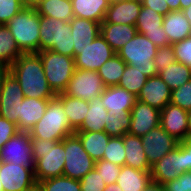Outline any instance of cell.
I'll use <instances>...</instances> for the list:
<instances>
[{"label": "cell", "mask_w": 191, "mask_h": 191, "mask_svg": "<svg viewBox=\"0 0 191 191\" xmlns=\"http://www.w3.org/2000/svg\"><path fill=\"white\" fill-rule=\"evenodd\" d=\"M175 62L176 57L172 45L160 47L157 49L156 55L154 57V63L156 64L155 70L157 75L162 72L164 67H167L168 64L172 65Z\"/></svg>", "instance_id": "obj_43"}, {"label": "cell", "mask_w": 191, "mask_h": 191, "mask_svg": "<svg viewBox=\"0 0 191 191\" xmlns=\"http://www.w3.org/2000/svg\"><path fill=\"white\" fill-rule=\"evenodd\" d=\"M142 5L151 8L163 16L170 12L165 0H145Z\"/></svg>", "instance_id": "obj_48"}, {"label": "cell", "mask_w": 191, "mask_h": 191, "mask_svg": "<svg viewBox=\"0 0 191 191\" xmlns=\"http://www.w3.org/2000/svg\"><path fill=\"white\" fill-rule=\"evenodd\" d=\"M163 20V15L142 5L135 24L137 33L146 36L158 48L171 45L162 27Z\"/></svg>", "instance_id": "obj_14"}, {"label": "cell", "mask_w": 191, "mask_h": 191, "mask_svg": "<svg viewBox=\"0 0 191 191\" xmlns=\"http://www.w3.org/2000/svg\"><path fill=\"white\" fill-rule=\"evenodd\" d=\"M124 149L123 136L110 137L102 159L119 166H124L126 158Z\"/></svg>", "instance_id": "obj_39"}, {"label": "cell", "mask_w": 191, "mask_h": 191, "mask_svg": "<svg viewBox=\"0 0 191 191\" xmlns=\"http://www.w3.org/2000/svg\"><path fill=\"white\" fill-rule=\"evenodd\" d=\"M38 183L44 191H81L80 180L64 175L48 178Z\"/></svg>", "instance_id": "obj_38"}, {"label": "cell", "mask_w": 191, "mask_h": 191, "mask_svg": "<svg viewBox=\"0 0 191 191\" xmlns=\"http://www.w3.org/2000/svg\"><path fill=\"white\" fill-rule=\"evenodd\" d=\"M103 191H122V189L117 183H114L107 185Z\"/></svg>", "instance_id": "obj_53"}, {"label": "cell", "mask_w": 191, "mask_h": 191, "mask_svg": "<svg viewBox=\"0 0 191 191\" xmlns=\"http://www.w3.org/2000/svg\"><path fill=\"white\" fill-rule=\"evenodd\" d=\"M162 27L171 45L191 36V23L181 10L167 13Z\"/></svg>", "instance_id": "obj_24"}, {"label": "cell", "mask_w": 191, "mask_h": 191, "mask_svg": "<svg viewBox=\"0 0 191 191\" xmlns=\"http://www.w3.org/2000/svg\"><path fill=\"white\" fill-rule=\"evenodd\" d=\"M123 144L125 147V165L137 170L151 171V165L148 163L144 153L141 137L126 133L123 135Z\"/></svg>", "instance_id": "obj_26"}, {"label": "cell", "mask_w": 191, "mask_h": 191, "mask_svg": "<svg viewBox=\"0 0 191 191\" xmlns=\"http://www.w3.org/2000/svg\"><path fill=\"white\" fill-rule=\"evenodd\" d=\"M63 146L65 149L64 176L80 180L94 169L95 161L84 150L80 139L75 134L65 137Z\"/></svg>", "instance_id": "obj_8"}, {"label": "cell", "mask_w": 191, "mask_h": 191, "mask_svg": "<svg viewBox=\"0 0 191 191\" xmlns=\"http://www.w3.org/2000/svg\"><path fill=\"white\" fill-rule=\"evenodd\" d=\"M147 80L148 77L136 69L135 66L126 65L118 86L138 96Z\"/></svg>", "instance_id": "obj_36"}, {"label": "cell", "mask_w": 191, "mask_h": 191, "mask_svg": "<svg viewBox=\"0 0 191 191\" xmlns=\"http://www.w3.org/2000/svg\"><path fill=\"white\" fill-rule=\"evenodd\" d=\"M0 162L34 166L30 133L19 131L12 136L0 149Z\"/></svg>", "instance_id": "obj_12"}, {"label": "cell", "mask_w": 191, "mask_h": 191, "mask_svg": "<svg viewBox=\"0 0 191 191\" xmlns=\"http://www.w3.org/2000/svg\"><path fill=\"white\" fill-rule=\"evenodd\" d=\"M38 53L50 88L56 95L63 93L76 70L74 58L50 50Z\"/></svg>", "instance_id": "obj_7"}, {"label": "cell", "mask_w": 191, "mask_h": 191, "mask_svg": "<svg viewBox=\"0 0 191 191\" xmlns=\"http://www.w3.org/2000/svg\"><path fill=\"white\" fill-rule=\"evenodd\" d=\"M182 12L184 13V15L186 16V18L189 20V22L191 23V4L189 5V7H187L186 9L182 10Z\"/></svg>", "instance_id": "obj_55"}, {"label": "cell", "mask_w": 191, "mask_h": 191, "mask_svg": "<svg viewBox=\"0 0 191 191\" xmlns=\"http://www.w3.org/2000/svg\"><path fill=\"white\" fill-rule=\"evenodd\" d=\"M176 61L180 62L191 69V36L172 44Z\"/></svg>", "instance_id": "obj_45"}, {"label": "cell", "mask_w": 191, "mask_h": 191, "mask_svg": "<svg viewBox=\"0 0 191 191\" xmlns=\"http://www.w3.org/2000/svg\"><path fill=\"white\" fill-rule=\"evenodd\" d=\"M0 180L4 191H26L36 183L34 166L0 162Z\"/></svg>", "instance_id": "obj_16"}, {"label": "cell", "mask_w": 191, "mask_h": 191, "mask_svg": "<svg viewBox=\"0 0 191 191\" xmlns=\"http://www.w3.org/2000/svg\"><path fill=\"white\" fill-rule=\"evenodd\" d=\"M142 4L135 1H122L109 6L102 23L135 25Z\"/></svg>", "instance_id": "obj_23"}, {"label": "cell", "mask_w": 191, "mask_h": 191, "mask_svg": "<svg viewBox=\"0 0 191 191\" xmlns=\"http://www.w3.org/2000/svg\"><path fill=\"white\" fill-rule=\"evenodd\" d=\"M137 33L135 25L101 23L100 35L117 53Z\"/></svg>", "instance_id": "obj_25"}, {"label": "cell", "mask_w": 191, "mask_h": 191, "mask_svg": "<svg viewBox=\"0 0 191 191\" xmlns=\"http://www.w3.org/2000/svg\"><path fill=\"white\" fill-rule=\"evenodd\" d=\"M40 16L54 17L69 22L73 17L71 0H45L35 7Z\"/></svg>", "instance_id": "obj_33"}, {"label": "cell", "mask_w": 191, "mask_h": 191, "mask_svg": "<svg viewBox=\"0 0 191 191\" xmlns=\"http://www.w3.org/2000/svg\"><path fill=\"white\" fill-rule=\"evenodd\" d=\"M188 137L191 138V110L188 112Z\"/></svg>", "instance_id": "obj_57"}, {"label": "cell", "mask_w": 191, "mask_h": 191, "mask_svg": "<svg viewBox=\"0 0 191 191\" xmlns=\"http://www.w3.org/2000/svg\"><path fill=\"white\" fill-rule=\"evenodd\" d=\"M130 112L131 123L128 134L143 137L151 129L160 125L161 111L148 103L137 100Z\"/></svg>", "instance_id": "obj_17"}, {"label": "cell", "mask_w": 191, "mask_h": 191, "mask_svg": "<svg viewBox=\"0 0 191 191\" xmlns=\"http://www.w3.org/2000/svg\"><path fill=\"white\" fill-rule=\"evenodd\" d=\"M141 141L145 156L151 166L179 145V141L173 138L161 125L151 129L141 137Z\"/></svg>", "instance_id": "obj_15"}, {"label": "cell", "mask_w": 191, "mask_h": 191, "mask_svg": "<svg viewBox=\"0 0 191 191\" xmlns=\"http://www.w3.org/2000/svg\"><path fill=\"white\" fill-rule=\"evenodd\" d=\"M22 54L7 25H0V66L8 69Z\"/></svg>", "instance_id": "obj_32"}, {"label": "cell", "mask_w": 191, "mask_h": 191, "mask_svg": "<svg viewBox=\"0 0 191 191\" xmlns=\"http://www.w3.org/2000/svg\"><path fill=\"white\" fill-rule=\"evenodd\" d=\"M80 186L81 191H103L106 183L99 173L93 169L80 179Z\"/></svg>", "instance_id": "obj_44"}, {"label": "cell", "mask_w": 191, "mask_h": 191, "mask_svg": "<svg viewBox=\"0 0 191 191\" xmlns=\"http://www.w3.org/2000/svg\"><path fill=\"white\" fill-rule=\"evenodd\" d=\"M56 97L62 102L70 126L76 131L87 116L89 110L88 101L64 93H59Z\"/></svg>", "instance_id": "obj_28"}, {"label": "cell", "mask_w": 191, "mask_h": 191, "mask_svg": "<svg viewBox=\"0 0 191 191\" xmlns=\"http://www.w3.org/2000/svg\"><path fill=\"white\" fill-rule=\"evenodd\" d=\"M4 69L0 66V73L3 71Z\"/></svg>", "instance_id": "obj_61"}, {"label": "cell", "mask_w": 191, "mask_h": 191, "mask_svg": "<svg viewBox=\"0 0 191 191\" xmlns=\"http://www.w3.org/2000/svg\"><path fill=\"white\" fill-rule=\"evenodd\" d=\"M74 50H80L92 43L100 34L101 23L89 19L73 17L70 21Z\"/></svg>", "instance_id": "obj_22"}, {"label": "cell", "mask_w": 191, "mask_h": 191, "mask_svg": "<svg viewBox=\"0 0 191 191\" xmlns=\"http://www.w3.org/2000/svg\"><path fill=\"white\" fill-rule=\"evenodd\" d=\"M163 185L166 191H191V171L183 172Z\"/></svg>", "instance_id": "obj_46"}, {"label": "cell", "mask_w": 191, "mask_h": 191, "mask_svg": "<svg viewBox=\"0 0 191 191\" xmlns=\"http://www.w3.org/2000/svg\"><path fill=\"white\" fill-rule=\"evenodd\" d=\"M24 7V0H0V25H6Z\"/></svg>", "instance_id": "obj_42"}, {"label": "cell", "mask_w": 191, "mask_h": 191, "mask_svg": "<svg viewBox=\"0 0 191 191\" xmlns=\"http://www.w3.org/2000/svg\"><path fill=\"white\" fill-rule=\"evenodd\" d=\"M101 101L107 109L108 115L130 112L137 96L128 90L117 86L105 87L101 94Z\"/></svg>", "instance_id": "obj_20"}, {"label": "cell", "mask_w": 191, "mask_h": 191, "mask_svg": "<svg viewBox=\"0 0 191 191\" xmlns=\"http://www.w3.org/2000/svg\"><path fill=\"white\" fill-rule=\"evenodd\" d=\"M185 149L186 172L191 171V138L179 142Z\"/></svg>", "instance_id": "obj_49"}, {"label": "cell", "mask_w": 191, "mask_h": 191, "mask_svg": "<svg viewBox=\"0 0 191 191\" xmlns=\"http://www.w3.org/2000/svg\"><path fill=\"white\" fill-rule=\"evenodd\" d=\"M104 89L105 86L97 71L76 69L63 93L90 101L100 96Z\"/></svg>", "instance_id": "obj_11"}, {"label": "cell", "mask_w": 191, "mask_h": 191, "mask_svg": "<svg viewBox=\"0 0 191 191\" xmlns=\"http://www.w3.org/2000/svg\"><path fill=\"white\" fill-rule=\"evenodd\" d=\"M24 97L17 79L8 69H4L0 73V117L7 118L17 128Z\"/></svg>", "instance_id": "obj_9"}, {"label": "cell", "mask_w": 191, "mask_h": 191, "mask_svg": "<svg viewBox=\"0 0 191 191\" xmlns=\"http://www.w3.org/2000/svg\"><path fill=\"white\" fill-rule=\"evenodd\" d=\"M128 1H130V0H128ZM132 1H135L137 3L143 4L145 0H132Z\"/></svg>", "instance_id": "obj_59"}, {"label": "cell", "mask_w": 191, "mask_h": 191, "mask_svg": "<svg viewBox=\"0 0 191 191\" xmlns=\"http://www.w3.org/2000/svg\"><path fill=\"white\" fill-rule=\"evenodd\" d=\"M170 103L188 112L191 110V79L179 88L171 91Z\"/></svg>", "instance_id": "obj_41"}, {"label": "cell", "mask_w": 191, "mask_h": 191, "mask_svg": "<svg viewBox=\"0 0 191 191\" xmlns=\"http://www.w3.org/2000/svg\"><path fill=\"white\" fill-rule=\"evenodd\" d=\"M74 134L80 139L84 150L94 161L101 160L110 136L104 132L75 131Z\"/></svg>", "instance_id": "obj_31"}, {"label": "cell", "mask_w": 191, "mask_h": 191, "mask_svg": "<svg viewBox=\"0 0 191 191\" xmlns=\"http://www.w3.org/2000/svg\"><path fill=\"white\" fill-rule=\"evenodd\" d=\"M6 25L22 53L39 52L40 15L35 8L25 6Z\"/></svg>", "instance_id": "obj_4"}, {"label": "cell", "mask_w": 191, "mask_h": 191, "mask_svg": "<svg viewBox=\"0 0 191 191\" xmlns=\"http://www.w3.org/2000/svg\"><path fill=\"white\" fill-rule=\"evenodd\" d=\"M49 100L51 99L24 97L21 104L20 117L18 119V131L29 132L44 116Z\"/></svg>", "instance_id": "obj_21"}, {"label": "cell", "mask_w": 191, "mask_h": 191, "mask_svg": "<svg viewBox=\"0 0 191 191\" xmlns=\"http://www.w3.org/2000/svg\"><path fill=\"white\" fill-rule=\"evenodd\" d=\"M131 123V112L108 115L104 132L110 137H120L128 133Z\"/></svg>", "instance_id": "obj_37"}, {"label": "cell", "mask_w": 191, "mask_h": 191, "mask_svg": "<svg viewBox=\"0 0 191 191\" xmlns=\"http://www.w3.org/2000/svg\"><path fill=\"white\" fill-rule=\"evenodd\" d=\"M74 17L89 19L102 23L107 9L108 0H71Z\"/></svg>", "instance_id": "obj_27"}, {"label": "cell", "mask_w": 191, "mask_h": 191, "mask_svg": "<svg viewBox=\"0 0 191 191\" xmlns=\"http://www.w3.org/2000/svg\"><path fill=\"white\" fill-rule=\"evenodd\" d=\"M158 75L168 84L170 90L172 91L191 79V69L188 66L176 61L172 65L168 64L167 67H164L163 71Z\"/></svg>", "instance_id": "obj_35"}, {"label": "cell", "mask_w": 191, "mask_h": 191, "mask_svg": "<svg viewBox=\"0 0 191 191\" xmlns=\"http://www.w3.org/2000/svg\"><path fill=\"white\" fill-rule=\"evenodd\" d=\"M191 4V0H180V10H184Z\"/></svg>", "instance_id": "obj_54"}, {"label": "cell", "mask_w": 191, "mask_h": 191, "mask_svg": "<svg viewBox=\"0 0 191 191\" xmlns=\"http://www.w3.org/2000/svg\"><path fill=\"white\" fill-rule=\"evenodd\" d=\"M26 191H44L43 189H42V187L40 186V184L39 183H35L32 187H30L28 190H26Z\"/></svg>", "instance_id": "obj_56"}, {"label": "cell", "mask_w": 191, "mask_h": 191, "mask_svg": "<svg viewBox=\"0 0 191 191\" xmlns=\"http://www.w3.org/2000/svg\"><path fill=\"white\" fill-rule=\"evenodd\" d=\"M116 52L99 34L92 43L83 49L74 50L76 69L97 71Z\"/></svg>", "instance_id": "obj_10"}, {"label": "cell", "mask_w": 191, "mask_h": 191, "mask_svg": "<svg viewBox=\"0 0 191 191\" xmlns=\"http://www.w3.org/2000/svg\"><path fill=\"white\" fill-rule=\"evenodd\" d=\"M141 191H166L163 184H159L151 181L143 190Z\"/></svg>", "instance_id": "obj_50"}, {"label": "cell", "mask_w": 191, "mask_h": 191, "mask_svg": "<svg viewBox=\"0 0 191 191\" xmlns=\"http://www.w3.org/2000/svg\"><path fill=\"white\" fill-rule=\"evenodd\" d=\"M138 101L148 103L151 107L162 110L171 100V90L159 75L149 77L141 88Z\"/></svg>", "instance_id": "obj_19"}, {"label": "cell", "mask_w": 191, "mask_h": 191, "mask_svg": "<svg viewBox=\"0 0 191 191\" xmlns=\"http://www.w3.org/2000/svg\"><path fill=\"white\" fill-rule=\"evenodd\" d=\"M8 70L19 82L25 97L38 99L56 97L46 80L39 53H22Z\"/></svg>", "instance_id": "obj_1"}, {"label": "cell", "mask_w": 191, "mask_h": 191, "mask_svg": "<svg viewBox=\"0 0 191 191\" xmlns=\"http://www.w3.org/2000/svg\"><path fill=\"white\" fill-rule=\"evenodd\" d=\"M126 65L127 64L117 54L107 60L97 70L104 86H117L121 80Z\"/></svg>", "instance_id": "obj_34"}, {"label": "cell", "mask_w": 191, "mask_h": 191, "mask_svg": "<svg viewBox=\"0 0 191 191\" xmlns=\"http://www.w3.org/2000/svg\"><path fill=\"white\" fill-rule=\"evenodd\" d=\"M121 167L122 166L101 159L95 161L94 169L99 173L107 186L109 184L116 183L117 177L119 176V173L121 171Z\"/></svg>", "instance_id": "obj_40"}, {"label": "cell", "mask_w": 191, "mask_h": 191, "mask_svg": "<svg viewBox=\"0 0 191 191\" xmlns=\"http://www.w3.org/2000/svg\"><path fill=\"white\" fill-rule=\"evenodd\" d=\"M151 181V171L146 172L124 165L121 167L116 183L122 191H141Z\"/></svg>", "instance_id": "obj_29"}, {"label": "cell", "mask_w": 191, "mask_h": 191, "mask_svg": "<svg viewBox=\"0 0 191 191\" xmlns=\"http://www.w3.org/2000/svg\"><path fill=\"white\" fill-rule=\"evenodd\" d=\"M89 110L83 124L76 131L99 132L104 131L105 122L108 120L107 109L101 101V95L88 101Z\"/></svg>", "instance_id": "obj_30"}, {"label": "cell", "mask_w": 191, "mask_h": 191, "mask_svg": "<svg viewBox=\"0 0 191 191\" xmlns=\"http://www.w3.org/2000/svg\"><path fill=\"white\" fill-rule=\"evenodd\" d=\"M186 172L185 149L179 144L151 167L153 182L164 184Z\"/></svg>", "instance_id": "obj_13"}, {"label": "cell", "mask_w": 191, "mask_h": 191, "mask_svg": "<svg viewBox=\"0 0 191 191\" xmlns=\"http://www.w3.org/2000/svg\"><path fill=\"white\" fill-rule=\"evenodd\" d=\"M160 125L173 138L181 142L188 139V111L168 103L160 114Z\"/></svg>", "instance_id": "obj_18"}, {"label": "cell", "mask_w": 191, "mask_h": 191, "mask_svg": "<svg viewBox=\"0 0 191 191\" xmlns=\"http://www.w3.org/2000/svg\"><path fill=\"white\" fill-rule=\"evenodd\" d=\"M18 131L17 125L10 122L7 118L0 117V149Z\"/></svg>", "instance_id": "obj_47"}, {"label": "cell", "mask_w": 191, "mask_h": 191, "mask_svg": "<svg viewBox=\"0 0 191 191\" xmlns=\"http://www.w3.org/2000/svg\"><path fill=\"white\" fill-rule=\"evenodd\" d=\"M45 0H24L25 6L35 8Z\"/></svg>", "instance_id": "obj_52"}, {"label": "cell", "mask_w": 191, "mask_h": 191, "mask_svg": "<svg viewBox=\"0 0 191 191\" xmlns=\"http://www.w3.org/2000/svg\"><path fill=\"white\" fill-rule=\"evenodd\" d=\"M0 191H4V190H3L2 183H1V180H0Z\"/></svg>", "instance_id": "obj_60"}, {"label": "cell", "mask_w": 191, "mask_h": 191, "mask_svg": "<svg viewBox=\"0 0 191 191\" xmlns=\"http://www.w3.org/2000/svg\"><path fill=\"white\" fill-rule=\"evenodd\" d=\"M74 132L57 97L48 101L44 116L29 131L30 138L58 142Z\"/></svg>", "instance_id": "obj_3"}, {"label": "cell", "mask_w": 191, "mask_h": 191, "mask_svg": "<svg viewBox=\"0 0 191 191\" xmlns=\"http://www.w3.org/2000/svg\"><path fill=\"white\" fill-rule=\"evenodd\" d=\"M70 22L40 16L39 51L50 50L74 58Z\"/></svg>", "instance_id": "obj_5"}, {"label": "cell", "mask_w": 191, "mask_h": 191, "mask_svg": "<svg viewBox=\"0 0 191 191\" xmlns=\"http://www.w3.org/2000/svg\"><path fill=\"white\" fill-rule=\"evenodd\" d=\"M169 6V11L180 10V0H165Z\"/></svg>", "instance_id": "obj_51"}, {"label": "cell", "mask_w": 191, "mask_h": 191, "mask_svg": "<svg viewBox=\"0 0 191 191\" xmlns=\"http://www.w3.org/2000/svg\"><path fill=\"white\" fill-rule=\"evenodd\" d=\"M31 141L36 182L62 176L65 163L63 140L58 142L31 138Z\"/></svg>", "instance_id": "obj_2"}, {"label": "cell", "mask_w": 191, "mask_h": 191, "mask_svg": "<svg viewBox=\"0 0 191 191\" xmlns=\"http://www.w3.org/2000/svg\"><path fill=\"white\" fill-rule=\"evenodd\" d=\"M157 49L146 36L136 33L116 54L127 65L135 66L149 78L157 75L154 63Z\"/></svg>", "instance_id": "obj_6"}, {"label": "cell", "mask_w": 191, "mask_h": 191, "mask_svg": "<svg viewBox=\"0 0 191 191\" xmlns=\"http://www.w3.org/2000/svg\"><path fill=\"white\" fill-rule=\"evenodd\" d=\"M110 5L111 4H114V3H119V2H122V1H128V0H108Z\"/></svg>", "instance_id": "obj_58"}]
</instances>
